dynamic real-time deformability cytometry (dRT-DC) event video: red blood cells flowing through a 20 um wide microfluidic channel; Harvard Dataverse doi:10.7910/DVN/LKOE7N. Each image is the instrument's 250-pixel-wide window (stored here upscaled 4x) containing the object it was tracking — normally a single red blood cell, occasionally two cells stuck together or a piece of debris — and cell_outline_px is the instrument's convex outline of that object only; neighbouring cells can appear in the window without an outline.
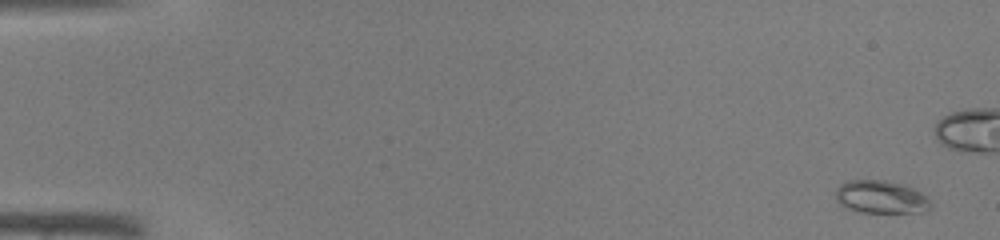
{"species": "common noctule bat (a hibernating species)", "species_latin": "Nyctalus noctula", "temperature_condition": "warm", "stored_images_in_passage": 45, "camera_frame_rate_fps": 3000, "um_per_image_px": 0.085, "animal": {"sex": "male", "body_mass_g": 19.0, "forearm_length_mm": 50.8}, "frame": {"image": 1, "passage_image": 1, "time_ms": 0.0, "image_size_px": [1000, 240], "cell_outline_px": [[932, 204], [924, 212], [864, 212], [848, 208], [840, 204], [836, 200], [836, 188], [840, 184], [848, 180], [888, 180], [904, 184], [928, 196]], "centroid_in_image_um": [74.89, 16.73], "position_along_channel_um": 10.1, "area_um2": 18.26}}
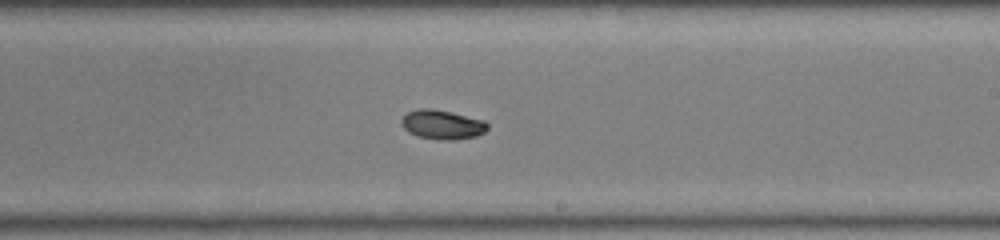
{"frame": {"image": 2, "passage_image": 27, "time_ms": 8.667, "image_size_px": [1000, 240], "cell_outline_px": [[488, 128], [484, 132], [476, 136], [456, 140], [440, 140], [416, 136], [408, 132], [400, 124], [400, 120], [408, 112], [420, 108], [428, 108], [448, 112], [484, 120], [488, 124]], "centroid_in_image_um": [37.57, 10.61], "position_along_channel_um": 251.4, "area_um2": 14.62}}
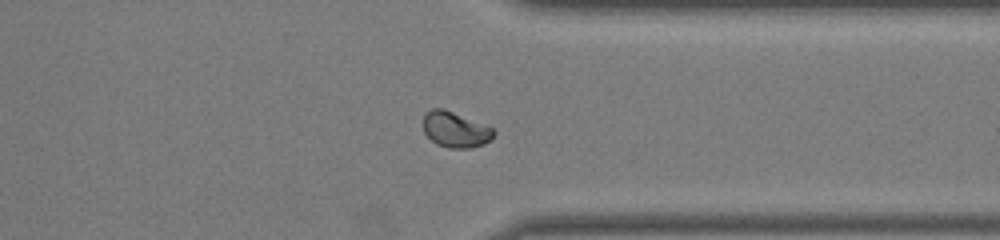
{"frame": {"image": 3, "passage_image": 35, "time_ms": 11.333, "image_size_px": [1000, 240], "cell_outline_px": [[496, 132], [492, 140], [484, 144], [472, 148], [448, 148], [436, 144], [424, 132], [424, 116], [432, 108], [444, 108], [492, 128]], "centroid_in_image_um": [38.73, 11.03], "position_along_channel_um": 372.7, "area_um2": 14.57}}